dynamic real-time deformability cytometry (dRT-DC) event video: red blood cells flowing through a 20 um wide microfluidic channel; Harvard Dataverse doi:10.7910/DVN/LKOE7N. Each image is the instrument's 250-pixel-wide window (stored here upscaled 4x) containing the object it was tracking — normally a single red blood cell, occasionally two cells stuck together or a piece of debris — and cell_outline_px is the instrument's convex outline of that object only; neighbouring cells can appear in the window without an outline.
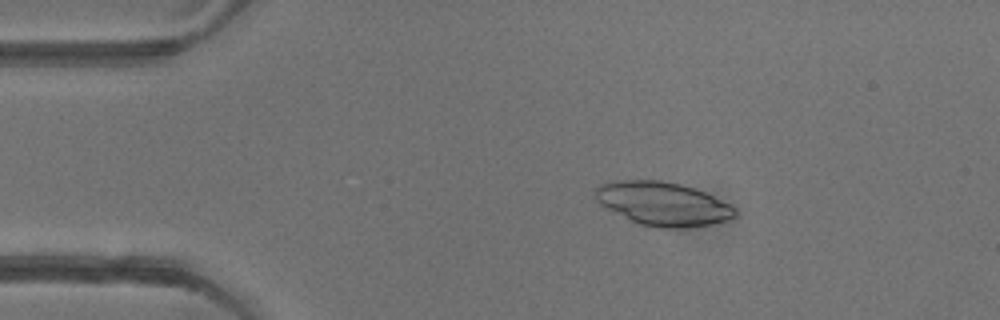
{"species": "common noctule bat (a hibernating species)", "species_latin": "Nyctalus noctula", "temperature_condition": "warm", "stored_images_in_passage": 51, "camera_frame_rate_fps": 3000, "um_per_image_px": 0.085, "animal": {"sex": "female"}, "frame": {"image": 1, "passage_image": 8, "time_ms": 2.333, "image_size_px": [1000, 320], "cell_outline_px": [[736, 216], [728, 220], [712, 224], [684, 228], [656, 228], [636, 224], [628, 220], [600, 204], [596, 200], [596, 188], [600, 184], [612, 180], [660, 180], [680, 184], [696, 188], [736, 208]], "centroid_in_image_um": [56.32, 17.33], "position_along_channel_um": 28.7, "area_um2": 35.72}}